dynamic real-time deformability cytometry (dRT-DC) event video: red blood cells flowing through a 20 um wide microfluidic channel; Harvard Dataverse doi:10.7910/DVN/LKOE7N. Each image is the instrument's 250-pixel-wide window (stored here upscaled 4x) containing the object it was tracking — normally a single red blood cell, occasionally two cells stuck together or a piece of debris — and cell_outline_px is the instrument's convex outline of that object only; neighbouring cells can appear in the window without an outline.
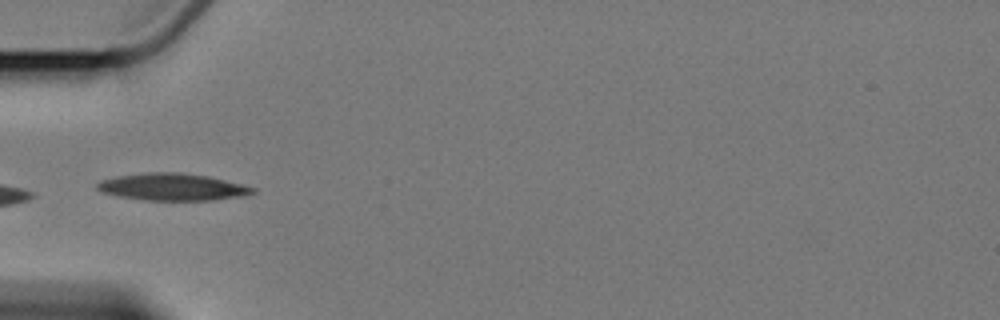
{"species": "Egyptian fruit bat (a non-hibernating species)", "species_latin": "Rousettus aegyptiacus", "temperature_condition": "cold", "stored_images_in_passage": 9, "camera_frame_rate_fps": 3000, "um_per_image_px": 0.085, "animal": {"sex": "female"}, "frame": {"image": 1, "passage_image": 6, "time_ms": 5.667, "image_size_px": [1000, 320], "cell_outline_px": [[256, 192], [244, 196], [212, 200], [144, 200], [120, 196], [100, 192], [96, 188], [96, 184], [100, 180], [116, 176], [144, 172], [180, 172], [208, 176], [244, 184], [256, 188]], "centroid_in_image_um": [14.66, 15.88], "position_along_channel_um": 70.3, "area_um2": 24.8}}
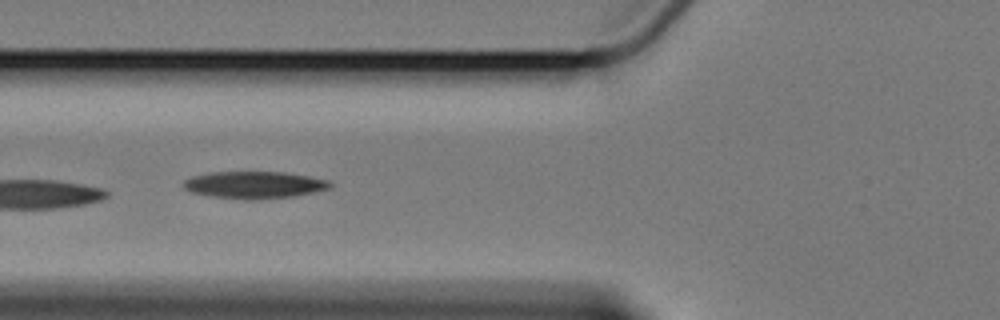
{"frame": {"image": 2, "passage_image": 7, "time_ms": 6.667, "image_size_px": [1000, 320], "cell_outline_px": [[332, 188], [292, 196], [260, 200], [244, 200], [212, 196], [192, 192], [184, 188], [184, 180], [192, 176], [208, 172], [284, 172], [312, 176], [332, 180]], "centroid_in_image_um": [21.67, 15.71], "position_along_channel_um": 104.1, "area_um2": 23.41}}
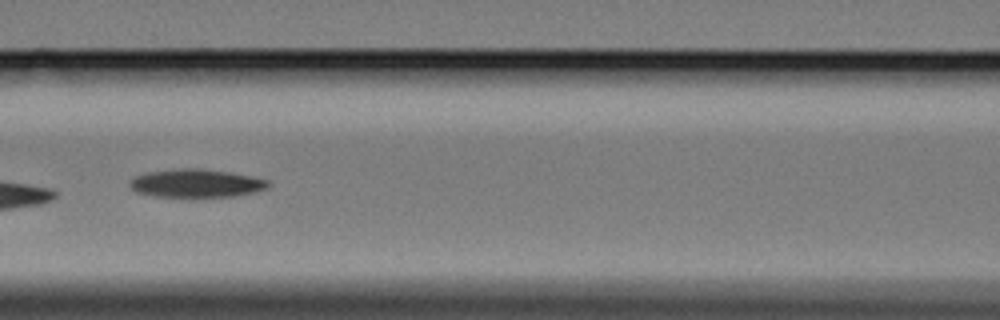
{"frame": {"image": 3, "passage_image": 8, "time_ms": 8.0, "image_size_px": [1000, 320], "cell_outline_px": [[272, 184], [268, 188], [256, 192], [232, 196], [156, 196], [136, 192], [128, 184], [128, 180], [144, 172], [176, 168], [200, 168], [228, 172], [268, 180]], "centroid_in_image_um": [16.65, 15.56], "position_along_channel_um": 150.0, "area_um2": 22.72}}